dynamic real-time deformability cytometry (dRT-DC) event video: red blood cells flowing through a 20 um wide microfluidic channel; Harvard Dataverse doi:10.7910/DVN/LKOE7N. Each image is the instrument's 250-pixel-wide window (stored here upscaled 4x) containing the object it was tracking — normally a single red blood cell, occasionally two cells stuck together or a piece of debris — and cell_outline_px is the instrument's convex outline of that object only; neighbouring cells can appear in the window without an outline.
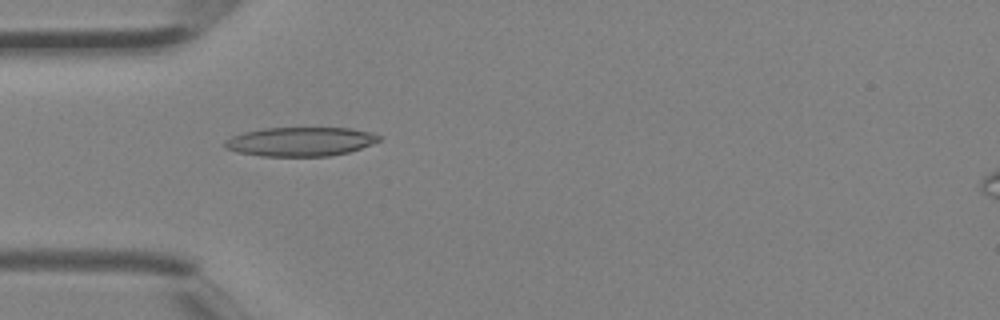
{"species": "Egyptian fruit bat (a non-hibernating species)", "species_latin": "Rousettus aegyptiacus", "temperature_condition": "room temperature", "stored_images_in_passage": 1, "camera_frame_rate_fps": 3000, "um_per_image_px": 0.085, "animal": {"sex": "female"}, "frame": {"image": 1, "passage_image": 1, "time_ms": 0.0, "image_size_px": [1000, 320], "cell_outline_px": [[380, 140], [360, 148], [348, 152], [328, 156], [260, 156], [236, 152], [224, 148], [224, 140], [232, 136], [244, 132], [264, 128], [352, 128], [372, 132], [380, 136]], "centroid_in_image_um": [25.5, 12.03], "position_along_channel_um": 59.5, "area_um2": 26.13}}